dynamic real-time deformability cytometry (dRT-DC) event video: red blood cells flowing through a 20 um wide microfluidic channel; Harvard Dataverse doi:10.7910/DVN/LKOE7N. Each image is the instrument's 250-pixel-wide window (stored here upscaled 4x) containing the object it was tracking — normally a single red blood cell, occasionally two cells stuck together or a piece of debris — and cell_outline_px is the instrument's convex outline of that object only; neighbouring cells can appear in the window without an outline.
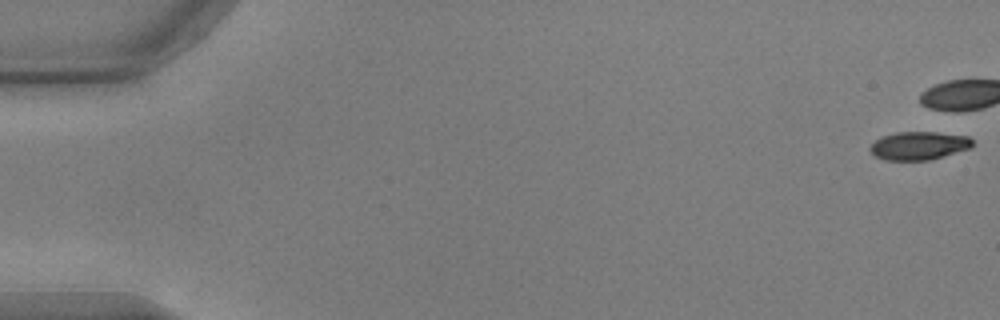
{"species": "common noctule bat (a hibernating species)", "species_latin": "Nyctalus noctula", "temperature_condition": "warm", "stored_images_in_passage": 8, "camera_frame_rate_fps": 3000, "um_per_image_px": 0.085, "animal": {"sex": "male", "body_mass_g": 17.9, "forearm_length_mm": 54.2}, "frame": {"image": 1, "passage_image": 1, "time_ms": 0.0, "image_size_px": [1000, 320], "cell_outline_px": [[972, 144], [968, 148], [928, 160], [884, 160], [876, 156], [868, 148], [876, 140], [884, 136], [896, 132], [936, 132], [968, 136], [972, 140]], "centroid_in_image_um": [78.07, 12.37], "position_along_channel_um": 6.9, "area_um2": 16.47}}